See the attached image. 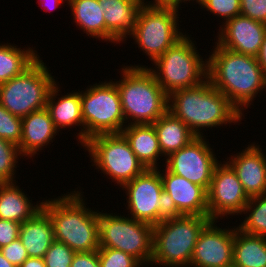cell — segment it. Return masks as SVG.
Instances as JSON below:
<instances>
[{
  "label": "cell",
  "instance_id": "cell-1",
  "mask_svg": "<svg viewBox=\"0 0 266 267\" xmlns=\"http://www.w3.org/2000/svg\"><path fill=\"white\" fill-rule=\"evenodd\" d=\"M214 43L213 52L208 55V79L244 117L258 93L266 91V75L257 57Z\"/></svg>",
  "mask_w": 266,
  "mask_h": 267
},
{
  "label": "cell",
  "instance_id": "cell-2",
  "mask_svg": "<svg viewBox=\"0 0 266 267\" xmlns=\"http://www.w3.org/2000/svg\"><path fill=\"white\" fill-rule=\"evenodd\" d=\"M168 111L186 124L196 137L204 136L202 130L205 128L236 125L243 120L242 114L213 87L209 79L168 95Z\"/></svg>",
  "mask_w": 266,
  "mask_h": 267
},
{
  "label": "cell",
  "instance_id": "cell-3",
  "mask_svg": "<svg viewBox=\"0 0 266 267\" xmlns=\"http://www.w3.org/2000/svg\"><path fill=\"white\" fill-rule=\"evenodd\" d=\"M78 190L45 199L42 208L51 218L55 240L63 242L75 252L98 250V210L87 208L84 192L80 187Z\"/></svg>",
  "mask_w": 266,
  "mask_h": 267
},
{
  "label": "cell",
  "instance_id": "cell-4",
  "mask_svg": "<svg viewBox=\"0 0 266 267\" xmlns=\"http://www.w3.org/2000/svg\"><path fill=\"white\" fill-rule=\"evenodd\" d=\"M146 65H127L116 84L127 125L153 124L168 111V95ZM131 118V119H130Z\"/></svg>",
  "mask_w": 266,
  "mask_h": 267
},
{
  "label": "cell",
  "instance_id": "cell-5",
  "mask_svg": "<svg viewBox=\"0 0 266 267\" xmlns=\"http://www.w3.org/2000/svg\"><path fill=\"white\" fill-rule=\"evenodd\" d=\"M208 216L182 215L154 225L150 266L190 267L195 244Z\"/></svg>",
  "mask_w": 266,
  "mask_h": 267
},
{
  "label": "cell",
  "instance_id": "cell-6",
  "mask_svg": "<svg viewBox=\"0 0 266 267\" xmlns=\"http://www.w3.org/2000/svg\"><path fill=\"white\" fill-rule=\"evenodd\" d=\"M190 38L185 33L152 62L154 68H148L167 95L178 89L195 87L208 79V58L203 60L196 41Z\"/></svg>",
  "mask_w": 266,
  "mask_h": 267
},
{
  "label": "cell",
  "instance_id": "cell-7",
  "mask_svg": "<svg viewBox=\"0 0 266 267\" xmlns=\"http://www.w3.org/2000/svg\"><path fill=\"white\" fill-rule=\"evenodd\" d=\"M39 57L22 74L0 84V104L14 116L23 118L46 107L51 89L57 83Z\"/></svg>",
  "mask_w": 266,
  "mask_h": 267
},
{
  "label": "cell",
  "instance_id": "cell-8",
  "mask_svg": "<svg viewBox=\"0 0 266 267\" xmlns=\"http://www.w3.org/2000/svg\"><path fill=\"white\" fill-rule=\"evenodd\" d=\"M82 147L89 152L91 166L109 176L121 188L147 168L132 151L122 133L99 134L89 138Z\"/></svg>",
  "mask_w": 266,
  "mask_h": 267
},
{
  "label": "cell",
  "instance_id": "cell-9",
  "mask_svg": "<svg viewBox=\"0 0 266 267\" xmlns=\"http://www.w3.org/2000/svg\"><path fill=\"white\" fill-rule=\"evenodd\" d=\"M99 246L121 250L137 258L145 267L153 255L154 226L130 216L98 210Z\"/></svg>",
  "mask_w": 266,
  "mask_h": 267
},
{
  "label": "cell",
  "instance_id": "cell-10",
  "mask_svg": "<svg viewBox=\"0 0 266 267\" xmlns=\"http://www.w3.org/2000/svg\"><path fill=\"white\" fill-rule=\"evenodd\" d=\"M84 143L99 134L121 133L127 126L114 81H99L81 90Z\"/></svg>",
  "mask_w": 266,
  "mask_h": 267
},
{
  "label": "cell",
  "instance_id": "cell-11",
  "mask_svg": "<svg viewBox=\"0 0 266 267\" xmlns=\"http://www.w3.org/2000/svg\"><path fill=\"white\" fill-rule=\"evenodd\" d=\"M179 10L142 5L137 13L132 33L134 44L138 45L150 61H154L172 47L183 34L180 30Z\"/></svg>",
  "mask_w": 266,
  "mask_h": 267
},
{
  "label": "cell",
  "instance_id": "cell-12",
  "mask_svg": "<svg viewBox=\"0 0 266 267\" xmlns=\"http://www.w3.org/2000/svg\"><path fill=\"white\" fill-rule=\"evenodd\" d=\"M205 137H195L182 149L169 155L165 158L164 166L173 174L182 176L208 191L214 168L220 161Z\"/></svg>",
  "mask_w": 266,
  "mask_h": 267
},
{
  "label": "cell",
  "instance_id": "cell-13",
  "mask_svg": "<svg viewBox=\"0 0 266 267\" xmlns=\"http://www.w3.org/2000/svg\"><path fill=\"white\" fill-rule=\"evenodd\" d=\"M208 193V217L220 220L240 215L249 201L237 174L226 162L215 166ZM220 218V219H219Z\"/></svg>",
  "mask_w": 266,
  "mask_h": 267
},
{
  "label": "cell",
  "instance_id": "cell-14",
  "mask_svg": "<svg viewBox=\"0 0 266 267\" xmlns=\"http://www.w3.org/2000/svg\"><path fill=\"white\" fill-rule=\"evenodd\" d=\"M125 190L128 216L151 225L158 224L159 199L163 183L157 169H146L122 186Z\"/></svg>",
  "mask_w": 266,
  "mask_h": 267
},
{
  "label": "cell",
  "instance_id": "cell-15",
  "mask_svg": "<svg viewBox=\"0 0 266 267\" xmlns=\"http://www.w3.org/2000/svg\"><path fill=\"white\" fill-rule=\"evenodd\" d=\"M218 222L211 220L201 231L190 267H232L234 226L220 228Z\"/></svg>",
  "mask_w": 266,
  "mask_h": 267
},
{
  "label": "cell",
  "instance_id": "cell-16",
  "mask_svg": "<svg viewBox=\"0 0 266 267\" xmlns=\"http://www.w3.org/2000/svg\"><path fill=\"white\" fill-rule=\"evenodd\" d=\"M218 30L216 43L219 46L257 57L266 34V24L240 14L220 25Z\"/></svg>",
  "mask_w": 266,
  "mask_h": 267
},
{
  "label": "cell",
  "instance_id": "cell-17",
  "mask_svg": "<svg viewBox=\"0 0 266 267\" xmlns=\"http://www.w3.org/2000/svg\"><path fill=\"white\" fill-rule=\"evenodd\" d=\"M226 162L237 174L249 198L266 193V153L258 143L248 144L242 151L228 157Z\"/></svg>",
  "mask_w": 266,
  "mask_h": 267
},
{
  "label": "cell",
  "instance_id": "cell-18",
  "mask_svg": "<svg viewBox=\"0 0 266 267\" xmlns=\"http://www.w3.org/2000/svg\"><path fill=\"white\" fill-rule=\"evenodd\" d=\"M165 171V172H164ZM159 173L163 189L172 197L177 209L183 215L208 216L207 190L166 168Z\"/></svg>",
  "mask_w": 266,
  "mask_h": 267
},
{
  "label": "cell",
  "instance_id": "cell-19",
  "mask_svg": "<svg viewBox=\"0 0 266 267\" xmlns=\"http://www.w3.org/2000/svg\"><path fill=\"white\" fill-rule=\"evenodd\" d=\"M104 9L105 42L124 43L134 29L143 0H98Z\"/></svg>",
  "mask_w": 266,
  "mask_h": 267
},
{
  "label": "cell",
  "instance_id": "cell-20",
  "mask_svg": "<svg viewBox=\"0 0 266 267\" xmlns=\"http://www.w3.org/2000/svg\"><path fill=\"white\" fill-rule=\"evenodd\" d=\"M57 133L59 134V130L46 107L31 112L22 118V136L18 146L21 155L25 159L35 157V154L39 155L38 152L53 143Z\"/></svg>",
  "mask_w": 266,
  "mask_h": 267
},
{
  "label": "cell",
  "instance_id": "cell-21",
  "mask_svg": "<svg viewBox=\"0 0 266 267\" xmlns=\"http://www.w3.org/2000/svg\"><path fill=\"white\" fill-rule=\"evenodd\" d=\"M60 85L56 83L50 91L46 108L48 109L55 127L60 131L65 128L80 126L79 133L76 132V139L82 146L84 144V123L81 108V91L72 90L66 95L60 96ZM74 91V92H73ZM60 96V97H57ZM58 99V100H56Z\"/></svg>",
  "mask_w": 266,
  "mask_h": 267
},
{
  "label": "cell",
  "instance_id": "cell-22",
  "mask_svg": "<svg viewBox=\"0 0 266 267\" xmlns=\"http://www.w3.org/2000/svg\"><path fill=\"white\" fill-rule=\"evenodd\" d=\"M29 257L44 258L54 239L53 224L42 208L21 224L19 237Z\"/></svg>",
  "mask_w": 266,
  "mask_h": 267
},
{
  "label": "cell",
  "instance_id": "cell-23",
  "mask_svg": "<svg viewBox=\"0 0 266 267\" xmlns=\"http://www.w3.org/2000/svg\"><path fill=\"white\" fill-rule=\"evenodd\" d=\"M130 144L132 151L147 169H157V162L163 157L158 136L153 124L127 125L121 132Z\"/></svg>",
  "mask_w": 266,
  "mask_h": 267
},
{
  "label": "cell",
  "instance_id": "cell-24",
  "mask_svg": "<svg viewBox=\"0 0 266 267\" xmlns=\"http://www.w3.org/2000/svg\"><path fill=\"white\" fill-rule=\"evenodd\" d=\"M16 184L0 183V219L22 224L42 209L43 200L32 204L31 197Z\"/></svg>",
  "mask_w": 266,
  "mask_h": 267
},
{
  "label": "cell",
  "instance_id": "cell-25",
  "mask_svg": "<svg viewBox=\"0 0 266 267\" xmlns=\"http://www.w3.org/2000/svg\"><path fill=\"white\" fill-rule=\"evenodd\" d=\"M153 126L158 136L163 159L182 149L196 137L186 124L169 111L154 122Z\"/></svg>",
  "mask_w": 266,
  "mask_h": 267
},
{
  "label": "cell",
  "instance_id": "cell-26",
  "mask_svg": "<svg viewBox=\"0 0 266 267\" xmlns=\"http://www.w3.org/2000/svg\"><path fill=\"white\" fill-rule=\"evenodd\" d=\"M232 267H266V237L244 233L234 226Z\"/></svg>",
  "mask_w": 266,
  "mask_h": 267
},
{
  "label": "cell",
  "instance_id": "cell-27",
  "mask_svg": "<svg viewBox=\"0 0 266 267\" xmlns=\"http://www.w3.org/2000/svg\"><path fill=\"white\" fill-rule=\"evenodd\" d=\"M73 22L87 36L105 41L104 9L98 0H68ZM79 26V27H78Z\"/></svg>",
  "mask_w": 266,
  "mask_h": 267
},
{
  "label": "cell",
  "instance_id": "cell-28",
  "mask_svg": "<svg viewBox=\"0 0 266 267\" xmlns=\"http://www.w3.org/2000/svg\"><path fill=\"white\" fill-rule=\"evenodd\" d=\"M33 48L0 43V84L22 74L40 57Z\"/></svg>",
  "mask_w": 266,
  "mask_h": 267
},
{
  "label": "cell",
  "instance_id": "cell-29",
  "mask_svg": "<svg viewBox=\"0 0 266 267\" xmlns=\"http://www.w3.org/2000/svg\"><path fill=\"white\" fill-rule=\"evenodd\" d=\"M243 214L246 217L237 228L250 235L266 237V193L250 198Z\"/></svg>",
  "mask_w": 266,
  "mask_h": 267
},
{
  "label": "cell",
  "instance_id": "cell-30",
  "mask_svg": "<svg viewBox=\"0 0 266 267\" xmlns=\"http://www.w3.org/2000/svg\"><path fill=\"white\" fill-rule=\"evenodd\" d=\"M21 157L24 159L17 145L0 138V183L17 182L16 164Z\"/></svg>",
  "mask_w": 266,
  "mask_h": 267
},
{
  "label": "cell",
  "instance_id": "cell-31",
  "mask_svg": "<svg viewBox=\"0 0 266 267\" xmlns=\"http://www.w3.org/2000/svg\"><path fill=\"white\" fill-rule=\"evenodd\" d=\"M98 256L101 267H144L134 256L113 248L100 247Z\"/></svg>",
  "mask_w": 266,
  "mask_h": 267
},
{
  "label": "cell",
  "instance_id": "cell-32",
  "mask_svg": "<svg viewBox=\"0 0 266 267\" xmlns=\"http://www.w3.org/2000/svg\"><path fill=\"white\" fill-rule=\"evenodd\" d=\"M22 136V118L14 116L0 104V138L17 146Z\"/></svg>",
  "mask_w": 266,
  "mask_h": 267
},
{
  "label": "cell",
  "instance_id": "cell-33",
  "mask_svg": "<svg viewBox=\"0 0 266 267\" xmlns=\"http://www.w3.org/2000/svg\"><path fill=\"white\" fill-rule=\"evenodd\" d=\"M198 5L205 8L208 13L223 18L222 24L240 15V0H201Z\"/></svg>",
  "mask_w": 266,
  "mask_h": 267
},
{
  "label": "cell",
  "instance_id": "cell-34",
  "mask_svg": "<svg viewBox=\"0 0 266 267\" xmlns=\"http://www.w3.org/2000/svg\"><path fill=\"white\" fill-rule=\"evenodd\" d=\"M75 251L63 242L54 240L44 256L46 267H70Z\"/></svg>",
  "mask_w": 266,
  "mask_h": 267
},
{
  "label": "cell",
  "instance_id": "cell-35",
  "mask_svg": "<svg viewBox=\"0 0 266 267\" xmlns=\"http://www.w3.org/2000/svg\"><path fill=\"white\" fill-rule=\"evenodd\" d=\"M240 14L266 24V0H240Z\"/></svg>",
  "mask_w": 266,
  "mask_h": 267
},
{
  "label": "cell",
  "instance_id": "cell-36",
  "mask_svg": "<svg viewBox=\"0 0 266 267\" xmlns=\"http://www.w3.org/2000/svg\"><path fill=\"white\" fill-rule=\"evenodd\" d=\"M0 251L4 257L16 267H20L29 257L26 248L23 246L19 238L11 242L9 245L1 247Z\"/></svg>",
  "mask_w": 266,
  "mask_h": 267
},
{
  "label": "cell",
  "instance_id": "cell-37",
  "mask_svg": "<svg viewBox=\"0 0 266 267\" xmlns=\"http://www.w3.org/2000/svg\"><path fill=\"white\" fill-rule=\"evenodd\" d=\"M158 224L164 220L181 217L183 214L177 209L172 197L163 189L159 199Z\"/></svg>",
  "mask_w": 266,
  "mask_h": 267
},
{
  "label": "cell",
  "instance_id": "cell-38",
  "mask_svg": "<svg viewBox=\"0 0 266 267\" xmlns=\"http://www.w3.org/2000/svg\"><path fill=\"white\" fill-rule=\"evenodd\" d=\"M21 224L0 219V248L9 245L19 237Z\"/></svg>",
  "mask_w": 266,
  "mask_h": 267
},
{
  "label": "cell",
  "instance_id": "cell-39",
  "mask_svg": "<svg viewBox=\"0 0 266 267\" xmlns=\"http://www.w3.org/2000/svg\"><path fill=\"white\" fill-rule=\"evenodd\" d=\"M70 267H101L98 250L75 252Z\"/></svg>",
  "mask_w": 266,
  "mask_h": 267
},
{
  "label": "cell",
  "instance_id": "cell-40",
  "mask_svg": "<svg viewBox=\"0 0 266 267\" xmlns=\"http://www.w3.org/2000/svg\"><path fill=\"white\" fill-rule=\"evenodd\" d=\"M143 0V4L150 7L156 8H172L179 10L181 7L182 2L186 3L185 0H153V1H146Z\"/></svg>",
  "mask_w": 266,
  "mask_h": 267
},
{
  "label": "cell",
  "instance_id": "cell-41",
  "mask_svg": "<svg viewBox=\"0 0 266 267\" xmlns=\"http://www.w3.org/2000/svg\"><path fill=\"white\" fill-rule=\"evenodd\" d=\"M64 1L67 2L68 0H39L38 2H40L39 4H41V7L44 8L46 12H51L52 10H56Z\"/></svg>",
  "mask_w": 266,
  "mask_h": 267
},
{
  "label": "cell",
  "instance_id": "cell-42",
  "mask_svg": "<svg viewBox=\"0 0 266 267\" xmlns=\"http://www.w3.org/2000/svg\"><path fill=\"white\" fill-rule=\"evenodd\" d=\"M20 267H46L44 258L28 257Z\"/></svg>",
  "mask_w": 266,
  "mask_h": 267
},
{
  "label": "cell",
  "instance_id": "cell-43",
  "mask_svg": "<svg viewBox=\"0 0 266 267\" xmlns=\"http://www.w3.org/2000/svg\"><path fill=\"white\" fill-rule=\"evenodd\" d=\"M257 60H258L259 64L261 65V67H262V69L266 75V34L264 36L260 52L257 56Z\"/></svg>",
  "mask_w": 266,
  "mask_h": 267
},
{
  "label": "cell",
  "instance_id": "cell-44",
  "mask_svg": "<svg viewBox=\"0 0 266 267\" xmlns=\"http://www.w3.org/2000/svg\"><path fill=\"white\" fill-rule=\"evenodd\" d=\"M0 267H16V266L11 262H9L0 251Z\"/></svg>",
  "mask_w": 266,
  "mask_h": 267
},
{
  "label": "cell",
  "instance_id": "cell-45",
  "mask_svg": "<svg viewBox=\"0 0 266 267\" xmlns=\"http://www.w3.org/2000/svg\"><path fill=\"white\" fill-rule=\"evenodd\" d=\"M186 2L188 1L190 3V1H193L192 3H194V1L198 4L201 0H185Z\"/></svg>",
  "mask_w": 266,
  "mask_h": 267
}]
</instances>
